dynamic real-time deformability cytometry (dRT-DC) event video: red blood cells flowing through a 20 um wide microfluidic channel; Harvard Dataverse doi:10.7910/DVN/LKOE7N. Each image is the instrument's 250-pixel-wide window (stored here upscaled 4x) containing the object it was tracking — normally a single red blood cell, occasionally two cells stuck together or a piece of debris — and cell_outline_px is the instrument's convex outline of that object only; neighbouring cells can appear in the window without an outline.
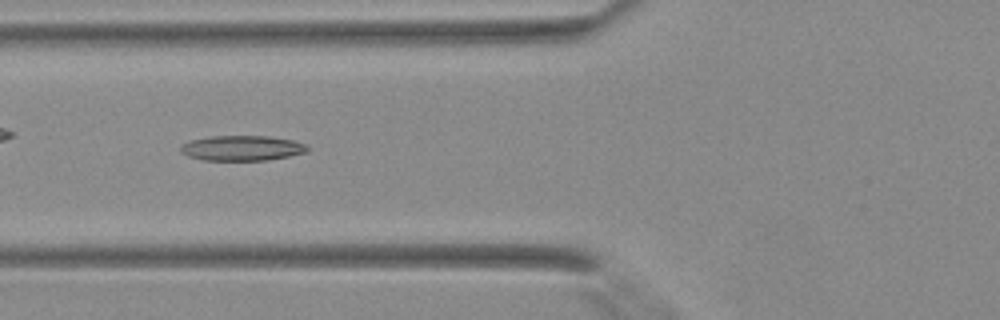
{"species": "Egyptian fruit bat (a non-hibernating species)", "species_latin": "Rousettus aegyptiacus", "temperature_condition": "warm", "stored_images_in_passage": 36, "camera_frame_rate_fps": 3000, "um_per_image_px": 0.085, "animal": {"sex": "female"}, "frame": {"image": 1, "passage_image": 11, "time_ms": 3.333, "image_size_px": [1000, 320], "cell_outline_px": [[308, 152], [268, 160], [204, 160], [188, 156], [180, 152], [180, 144], [192, 140], [212, 136], [268, 136], [292, 140], [308, 144]], "centroid_in_image_um": [20.58, 12.59], "position_along_channel_um": 105.2, "area_um2": 18.61}}
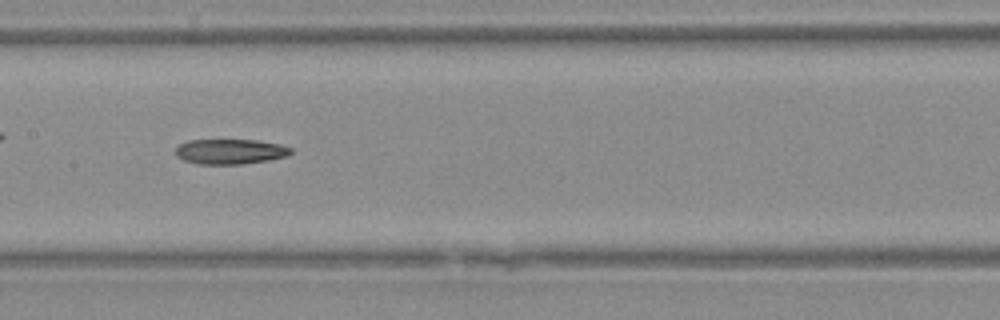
{"frame": {"image": 2, "passage_image": 16, "time_ms": 5.0, "image_size_px": [1000, 320], "cell_outline_px": [[292, 152], [288, 156], [268, 160], [240, 164], [200, 164], [184, 160], [176, 156], [176, 148], [180, 144], [188, 140], [256, 140], [280, 144], [292, 148]], "centroid_in_image_um": [19.58, 12.88], "position_along_channel_um": 187.8, "area_um2": 16.82}}
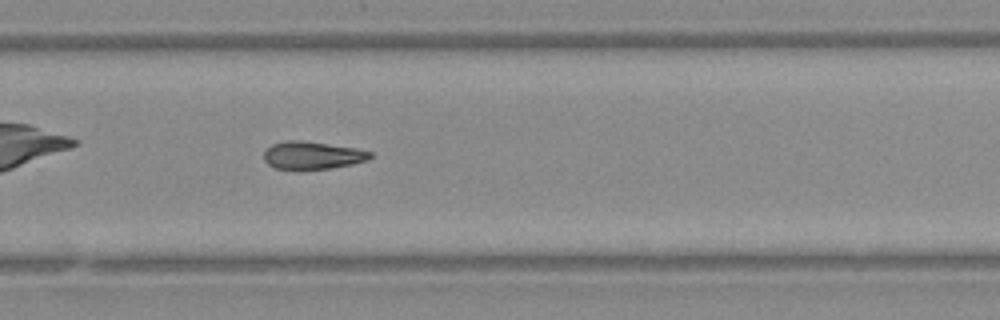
{"frame": {"image": 3, "passage_image": 23, "time_ms": 7.333, "image_size_px": [1000, 320], "cell_outline_px": [[372, 156], [368, 160], [352, 164], [328, 168], [276, 168], [268, 164], [264, 160], [264, 152], [272, 144], [288, 140], [300, 140], [356, 148], [372, 152]], "centroid_in_image_um": [26.57, 13.18], "position_along_channel_um": 303.2, "area_um2": 16.76}}